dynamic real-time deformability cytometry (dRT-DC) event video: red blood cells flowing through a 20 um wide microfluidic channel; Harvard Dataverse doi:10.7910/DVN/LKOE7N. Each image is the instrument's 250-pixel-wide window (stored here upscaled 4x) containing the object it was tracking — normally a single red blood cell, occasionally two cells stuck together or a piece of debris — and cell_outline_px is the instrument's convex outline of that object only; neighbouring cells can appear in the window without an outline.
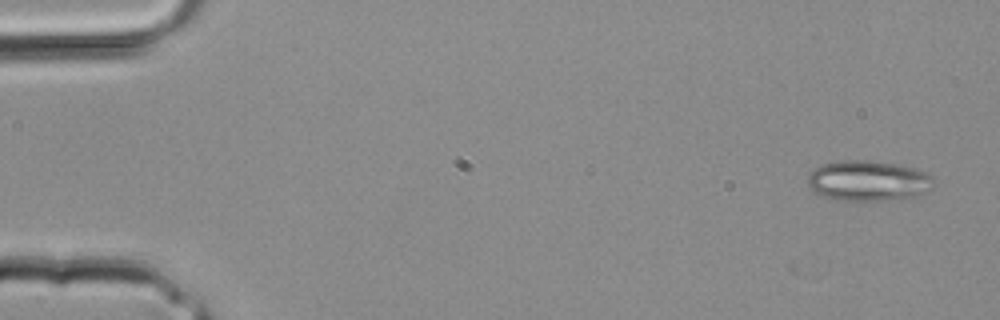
{"species": "common noctule bat (a hibernating species)", "species_latin": "Nyctalus noctula", "temperature_condition": "room temperature", "stored_images_in_passage": 3, "camera_frame_rate_fps": 3000, "um_per_image_px": 0.085, "animal": {"sex": "male", "body_mass_g": 20.4}, "frame": {"image": 1, "passage_image": 1, "time_ms": 0.0, "image_size_px": [1000, 320], "cell_outline_px": [[932, 188], [920, 196], [908, 200], [836, 200], [824, 196], [816, 192], [808, 184], [808, 176], [820, 164], [840, 160], [868, 160], [916, 168], [932, 176]], "centroid_in_image_um": [73.84, 15.38], "position_along_channel_um": 11.2, "area_um2": 29.82}}
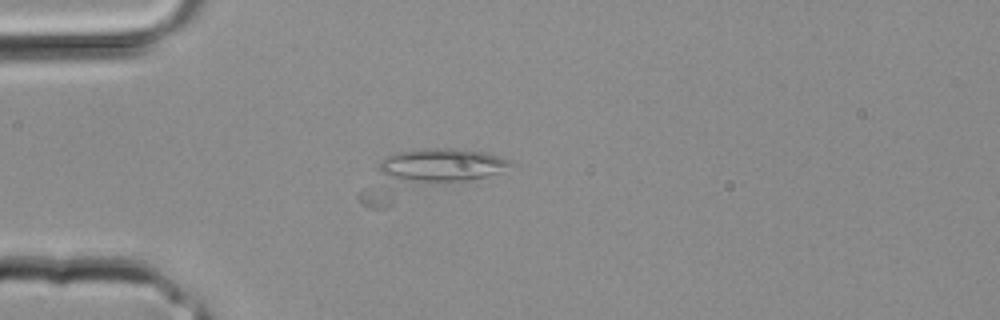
{"frame": {"image": 2, "passage_image": 3, "time_ms": 0.667, "image_size_px": [1000, 320], "cell_outline_px": [[512, 164], [500, 172], [488, 176], [384, 208], [368, 208], [360, 204], [360, 192], [380, 160], [384, 156], [396, 152], [428, 148], [456, 148], [488, 152], [512, 160]], "centroid_in_image_um": [36.22, 14.78], "position_along_channel_um": 48.8, "area_um2": 40.17}}